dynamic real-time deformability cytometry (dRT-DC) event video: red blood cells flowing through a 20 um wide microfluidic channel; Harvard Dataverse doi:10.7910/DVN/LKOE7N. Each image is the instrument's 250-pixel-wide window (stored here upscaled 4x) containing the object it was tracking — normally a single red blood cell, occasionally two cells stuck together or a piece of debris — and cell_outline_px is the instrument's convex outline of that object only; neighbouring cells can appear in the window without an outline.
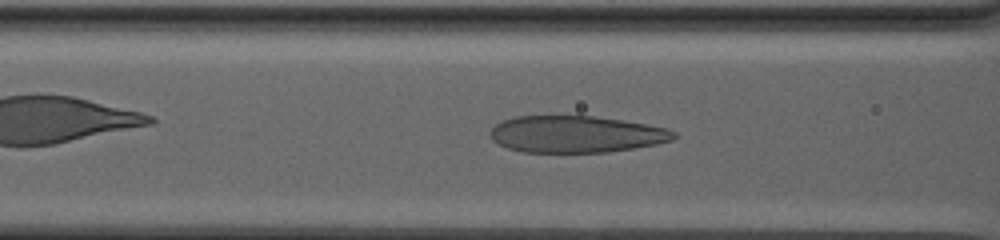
{"species": "human", "species_latin": "Homo sapiens", "temperature_condition": "warm", "stored_images_in_passage": 86, "camera_frame_rate_fps": 3000, "um_per_image_px": 0.085, "donor": {"sex": "male"}, "frame": {"image": 1, "passage_image": 39, "time_ms": 12.667, "image_size_px": [1000, 240], "cell_outline_px": [[676, 136], [672, 140], [656, 144], [608, 152], [524, 152], [508, 148], [492, 140], [488, 132], [496, 124], [504, 120], [516, 116], [596, 116], [624, 120], [668, 128], [676, 132]], "centroid_in_image_um": [48.97, 11.4], "position_along_channel_um": 117.6, "area_um2": 39.36}}
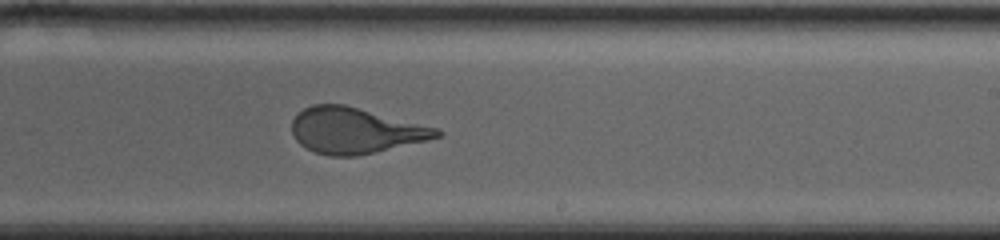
{"frame": {"image": 2, "passage_image": 56, "time_ms": 18.333, "image_size_px": [1000, 240], "cell_outline_px": [[444, 132], [440, 136], [428, 140], [356, 156], [328, 156], [316, 152], [300, 144], [296, 140], [292, 132], [292, 120], [304, 108], [312, 104], [344, 104], [440, 128]], "centroid_in_image_um": [30.22, 11.09], "position_along_channel_um": 258.8, "area_um2": 38.61}}
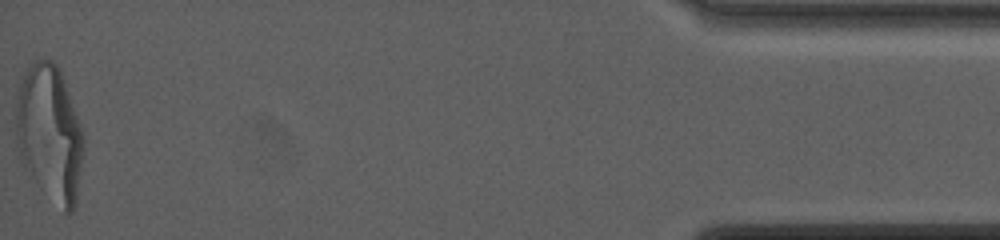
{"frame": {"image": 3, "passage_image": 86, "time_ms": 28.333, "image_size_px": [1000, 240], "cell_outline_px": [[84, 144], [76, 204], [72, 212], [64, 212], [20, 164], [16, 136], [16, 100], [20, 76], [28, 64], [36, 60], [52, 60], [56, 64], [60, 72], [76, 116], [84, 140]], "centroid_in_image_um": [4.17, 11.31], "position_along_channel_um": 431.0, "area_um2": 53.29}}